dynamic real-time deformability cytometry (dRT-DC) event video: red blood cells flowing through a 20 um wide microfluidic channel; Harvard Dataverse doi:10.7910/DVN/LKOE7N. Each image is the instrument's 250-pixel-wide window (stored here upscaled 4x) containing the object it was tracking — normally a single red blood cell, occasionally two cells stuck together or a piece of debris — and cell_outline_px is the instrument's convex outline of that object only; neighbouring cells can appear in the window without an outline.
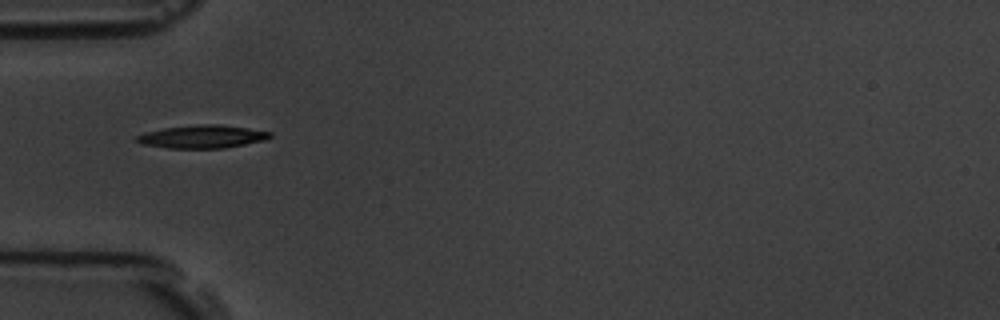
{"species": "common noctule bat (a hibernating species)", "species_latin": "Nyctalus noctula", "temperature_condition": "room temperature", "stored_images_in_passage": 9, "camera_frame_rate_fps": 3000, "um_per_image_px": 0.085, "animal": {"sex": "male", "body_mass_g": 19.5, "forearm_length_mm": 54.6}, "frame": {"image": 1, "passage_image": 1, "time_ms": 0.0, "image_size_px": [1000, 320], "cell_outline_px": [[272, 136], [264, 140], [224, 148], [168, 148], [140, 144], [132, 140], [136, 136], [144, 132], [164, 128], [196, 124], [220, 124], [248, 128], [272, 132]], "centroid_in_image_um": [17.13, 11.61], "position_along_channel_um": 67.9, "area_um2": 18.03}}
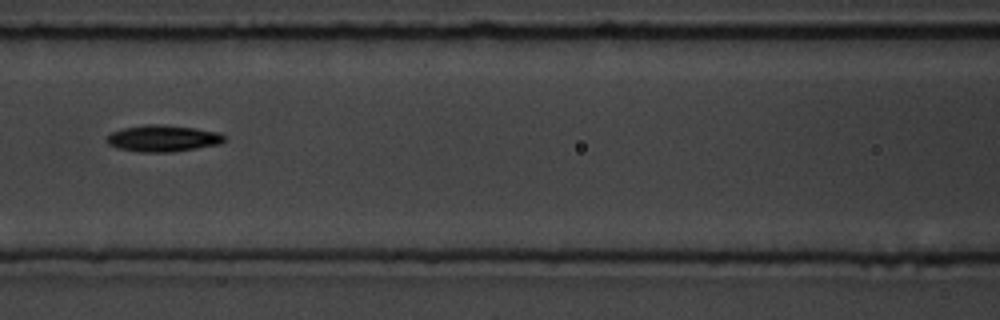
{"frame": {"image": 2, "passage_image": 3, "time_ms": 2.333, "image_size_px": [1000, 320], "cell_outline_px": [[224, 140], [220, 144], [172, 152], [140, 152], [116, 148], [108, 144], [104, 140], [112, 132], [124, 128], [144, 124], [160, 124], [196, 128], [220, 132], [224, 136]], "centroid_in_image_um": [13.82, 11.76], "position_along_channel_um": 152.8, "area_um2": 18.26}}
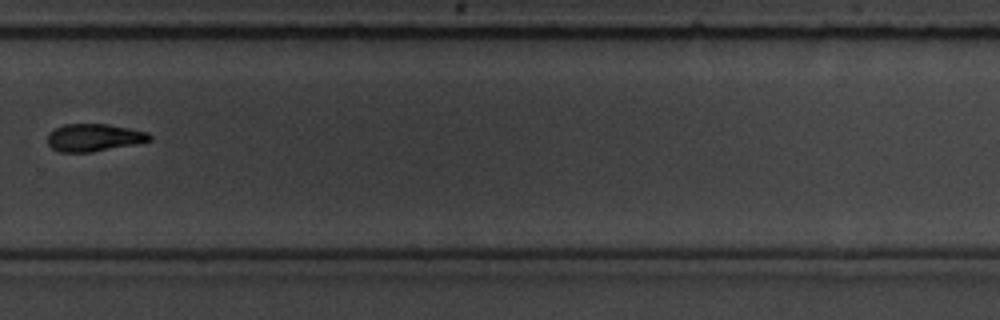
{"frame": {"image": 3, "passage_image": 7, "time_ms": 7.0, "image_size_px": [1000, 320], "cell_outline_px": [[152, 140], [136, 144], [92, 152], [60, 152], [52, 148], [48, 144], [48, 132], [64, 124], [108, 124], [148, 132], [152, 136]], "centroid_in_image_um": [7.99, 11.69], "position_along_channel_um": 321.8, "area_um2": 16.42}}